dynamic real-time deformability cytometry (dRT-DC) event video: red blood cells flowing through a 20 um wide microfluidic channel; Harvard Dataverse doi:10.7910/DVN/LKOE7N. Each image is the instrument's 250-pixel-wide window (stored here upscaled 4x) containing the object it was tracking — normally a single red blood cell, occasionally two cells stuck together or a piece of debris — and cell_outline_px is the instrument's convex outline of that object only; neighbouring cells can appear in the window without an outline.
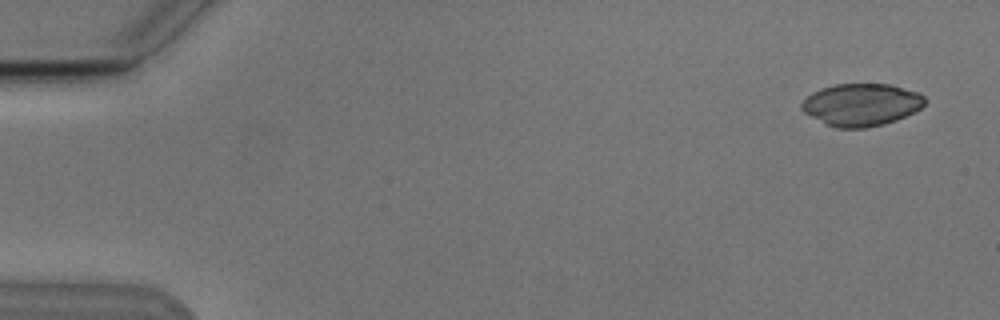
{"species": "Egyptian fruit bat (a non-hibernating species)", "species_latin": "Rousettus aegyptiacus", "temperature_condition": "cold", "stored_images_in_passage": 4, "camera_frame_rate_fps": 3000, "um_per_image_px": 0.085, "animal": {"sex": "male"}, "frame": {"image": 1, "passage_image": 1, "time_ms": 0.0, "image_size_px": [1000, 320], "cell_outline_px": [[928, 100], [920, 108], [896, 120], [884, 124], [868, 128], [836, 128], [804, 112], [800, 108], [800, 104], [812, 92], [820, 88], [836, 84], [892, 84], [920, 92]], "centroid_in_image_um": [73.24, 8.88], "position_along_channel_um": 11.8, "area_um2": 30.46}}